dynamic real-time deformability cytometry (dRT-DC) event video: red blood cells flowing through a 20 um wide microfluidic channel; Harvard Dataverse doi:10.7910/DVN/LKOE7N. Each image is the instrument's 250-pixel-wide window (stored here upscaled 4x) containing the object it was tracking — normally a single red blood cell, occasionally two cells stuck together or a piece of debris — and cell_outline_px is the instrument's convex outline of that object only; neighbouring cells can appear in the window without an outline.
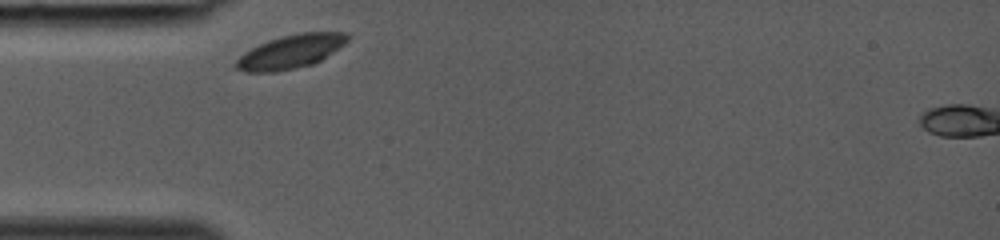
{"species": "common noctule bat (a hibernating species)", "species_latin": "Nyctalus noctula", "temperature_condition": "room temperature", "stored_images_in_passage": 24, "camera_frame_rate_fps": 3000, "um_per_image_px": 0.085, "animal": {"sex": "female", "body_mass_g": 19.0, "forearm_length_mm": 53.3}, "frame": {"image": 1, "passage_image": 1, "time_ms": 0.0, "image_size_px": [1000, 240], "cell_outline_px": [[348, 40], [344, 44], [320, 60], [312, 64], [276, 72], [244, 72], [232, 68], [236, 60], [244, 52], [268, 40], [280, 36], [300, 32], [348, 32]], "centroid_in_image_um": [24.66, 4.39], "position_along_channel_um": 60.3, "area_um2": 21.85}}
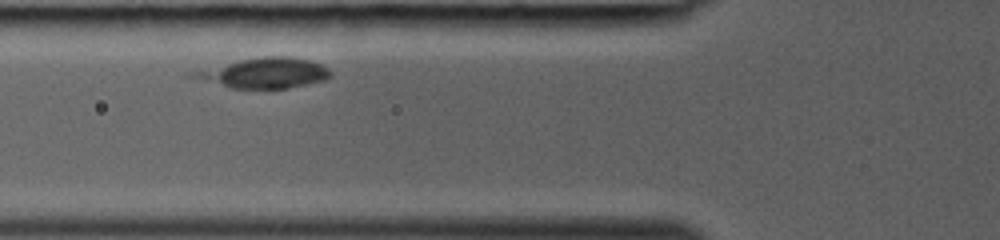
{"frame": {"image": 2, "passage_image": 4, "time_ms": 1.0, "image_size_px": [1000, 240], "cell_outline_px": [[332, 76], [328, 80], [288, 88], [232, 88], [184, 76], [188, 72], [240, 60], [264, 56], [288, 56], [312, 60], [328, 68], [332, 72]], "centroid_in_image_um": [22.48, 6.2], "position_along_channel_um": 103.3, "area_um2": 24.39}}
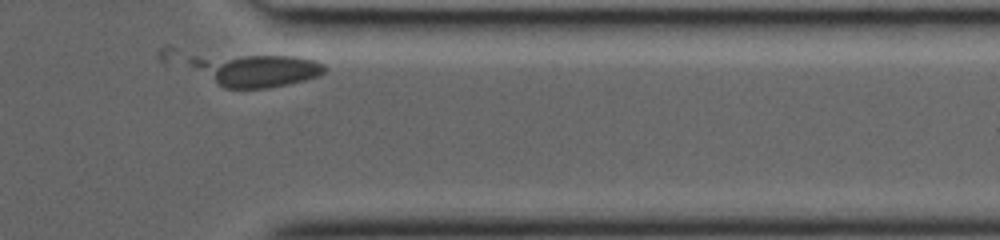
{"frame": {"image": 3, "passage_image": 23, "time_ms": 7.333, "image_size_px": [1000, 240], "cell_outline_px": [[324, 72], [320, 76], [288, 84], [268, 88], [224, 88], [188, 64], [188, 60], [192, 56], [292, 56], [316, 60], [324, 64]], "centroid_in_image_um": [21.8, 5.97], "position_along_channel_um": 389.6, "area_um2": 25.03}}